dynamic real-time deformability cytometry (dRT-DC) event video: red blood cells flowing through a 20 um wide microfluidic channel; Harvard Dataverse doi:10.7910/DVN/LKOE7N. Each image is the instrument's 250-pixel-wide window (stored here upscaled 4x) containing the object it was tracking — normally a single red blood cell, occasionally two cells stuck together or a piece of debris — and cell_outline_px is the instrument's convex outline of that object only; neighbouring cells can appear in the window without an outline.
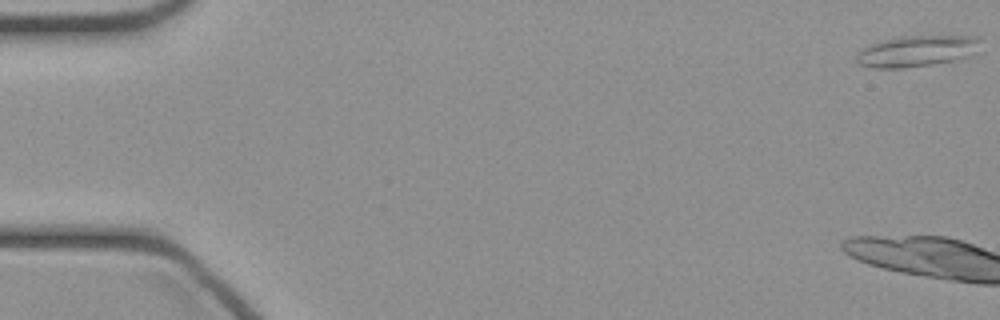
{"species": "common noctule bat (a hibernating species)", "species_latin": "Nyctalus noctula", "temperature_condition": "cold", "stored_images_in_passage": 46, "camera_frame_rate_fps": 3000, "um_per_image_px": 0.085, "animal": {"sex": "female", "body_mass_g": 21.9}, "frame": {"image": 1, "passage_image": 1, "time_ms": 0.0, "image_size_px": [1000, 320], "cell_outline_px": [[980, 40], [964, 56], [952, 60], [932, 64], [904, 68], [872, 68], [856, 64], [856, 52], [868, 44], [896, 36], [976, 36]], "centroid_in_image_um": [77.7, 4.34], "position_along_channel_um": 7.3, "area_um2": 22.08}}
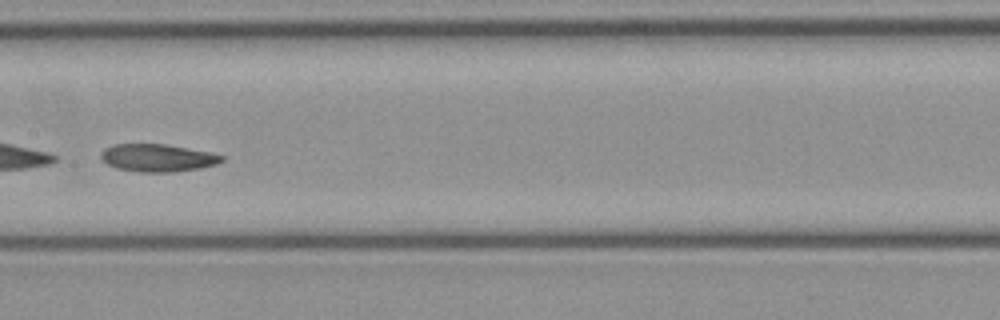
{"frame": {"image": 2, "passage_image": 27, "time_ms": 8.667, "image_size_px": [1000, 320], "cell_outline_px": [[224, 160], [216, 164], [200, 168], [172, 172], [140, 172], [116, 168], [108, 164], [100, 156], [100, 152], [104, 148], [112, 144], [164, 144], [212, 152], [224, 156]], "centroid_in_image_um": [13.4, 13.41], "position_along_channel_um": 194.0, "area_um2": 19.48}}